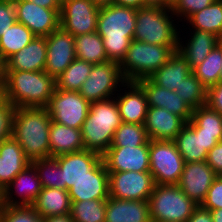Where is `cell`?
Listing matches in <instances>:
<instances>
[{
    "label": "cell",
    "instance_id": "cell-1",
    "mask_svg": "<svg viewBox=\"0 0 222 222\" xmlns=\"http://www.w3.org/2000/svg\"><path fill=\"white\" fill-rule=\"evenodd\" d=\"M56 88L45 71L4 70L2 97L15 108H46Z\"/></svg>",
    "mask_w": 222,
    "mask_h": 222
},
{
    "label": "cell",
    "instance_id": "cell-2",
    "mask_svg": "<svg viewBox=\"0 0 222 222\" xmlns=\"http://www.w3.org/2000/svg\"><path fill=\"white\" fill-rule=\"evenodd\" d=\"M136 8L110 4L99 8L97 33L109 61L121 63L134 37Z\"/></svg>",
    "mask_w": 222,
    "mask_h": 222
},
{
    "label": "cell",
    "instance_id": "cell-3",
    "mask_svg": "<svg viewBox=\"0 0 222 222\" xmlns=\"http://www.w3.org/2000/svg\"><path fill=\"white\" fill-rule=\"evenodd\" d=\"M52 118L47 108H15L12 137L30 161L50 157L49 130Z\"/></svg>",
    "mask_w": 222,
    "mask_h": 222
},
{
    "label": "cell",
    "instance_id": "cell-4",
    "mask_svg": "<svg viewBox=\"0 0 222 222\" xmlns=\"http://www.w3.org/2000/svg\"><path fill=\"white\" fill-rule=\"evenodd\" d=\"M121 123L114 97L91 102L88 116L81 128L85 150L97 152L102 156L111 146L114 132Z\"/></svg>",
    "mask_w": 222,
    "mask_h": 222
},
{
    "label": "cell",
    "instance_id": "cell-5",
    "mask_svg": "<svg viewBox=\"0 0 222 222\" xmlns=\"http://www.w3.org/2000/svg\"><path fill=\"white\" fill-rule=\"evenodd\" d=\"M177 49L178 45H153L131 40L126 55L119 64L124 79L137 82L149 78Z\"/></svg>",
    "mask_w": 222,
    "mask_h": 222
},
{
    "label": "cell",
    "instance_id": "cell-6",
    "mask_svg": "<svg viewBox=\"0 0 222 222\" xmlns=\"http://www.w3.org/2000/svg\"><path fill=\"white\" fill-rule=\"evenodd\" d=\"M173 18L171 9H137L133 39L153 45H178L180 25Z\"/></svg>",
    "mask_w": 222,
    "mask_h": 222
},
{
    "label": "cell",
    "instance_id": "cell-7",
    "mask_svg": "<svg viewBox=\"0 0 222 222\" xmlns=\"http://www.w3.org/2000/svg\"><path fill=\"white\" fill-rule=\"evenodd\" d=\"M148 202L151 220L159 222H186L199 206L178 185L155 184Z\"/></svg>",
    "mask_w": 222,
    "mask_h": 222
},
{
    "label": "cell",
    "instance_id": "cell-8",
    "mask_svg": "<svg viewBox=\"0 0 222 222\" xmlns=\"http://www.w3.org/2000/svg\"><path fill=\"white\" fill-rule=\"evenodd\" d=\"M150 173L155 184L177 185L184 169L185 161L174 141L150 140Z\"/></svg>",
    "mask_w": 222,
    "mask_h": 222
},
{
    "label": "cell",
    "instance_id": "cell-9",
    "mask_svg": "<svg viewBox=\"0 0 222 222\" xmlns=\"http://www.w3.org/2000/svg\"><path fill=\"white\" fill-rule=\"evenodd\" d=\"M126 82L119 63L108 60L93 64L91 72L82 84L79 93L90 103L97 102L115 97Z\"/></svg>",
    "mask_w": 222,
    "mask_h": 222
},
{
    "label": "cell",
    "instance_id": "cell-10",
    "mask_svg": "<svg viewBox=\"0 0 222 222\" xmlns=\"http://www.w3.org/2000/svg\"><path fill=\"white\" fill-rule=\"evenodd\" d=\"M46 108L53 122L81 129L88 116L90 102L79 92L55 88Z\"/></svg>",
    "mask_w": 222,
    "mask_h": 222
},
{
    "label": "cell",
    "instance_id": "cell-11",
    "mask_svg": "<svg viewBox=\"0 0 222 222\" xmlns=\"http://www.w3.org/2000/svg\"><path fill=\"white\" fill-rule=\"evenodd\" d=\"M99 8L93 0H62L60 28L74 37L97 31Z\"/></svg>",
    "mask_w": 222,
    "mask_h": 222
},
{
    "label": "cell",
    "instance_id": "cell-12",
    "mask_svg": "<svg viewBox=\"0 0 222 222\" xmlns=\"http://www.w3.org/2000/svg\"><path fill=\"white\" fill-rule=\"evenodd\" d=\"M109 196L120 200L148 201L155 186L150 172H108Z\"/></svg>",
    "mask_w": 222,
    "mask_h": 222
},
{
    "label": "cell",
    "instance_id": "cell-13",
    "mask_svg": "<svg viewBox=\"0 0 222 222\" xmlns=\"http://www.w3.org/2000/svg\"><path fill=\"white\" fill-rule=\"evenodd\" d=\"M16 21L29 28L35 36L46 37L60 27L61 9H48L27 0H13Z\"/></svg>",
    "mask_w": 222,
    "mask_h": 222
},
{
    "label": "cell",
    "instance_id": "cell-14",
    "mask_svg": "<svg viewBox=\"0 0 222 222\" xmlns=\"http://www.w3.org/2000/svg\"><path fill=\"white\" fill-rule=\"evenodd\" d=\"M150 140L140 146L109 147L102 155L108 172H149Z\"/></svg>",
    "mask_w": 222,
    "mask_h": 222
},
{
    "label": "cell",
    "instance_id": "cell-15",
    "mask_svg": "<svg viewBox=\"0 0 222 222\" xmlns=\"http://www.w3.org/2000/svg\"><path fill=\"white\" fill-rule=\"evenodd\" d=\"M46 44L45 72L56 79L76 59L74 36L59 27L46 36Z\"/></svg>",
    "mask_w": 222,
    "mask_h": 222
},
{
    "label": "cell",
    "instance_id": "cell-16",
    "mask_svg": "<svg viewBox=\"0 0 222 222\" xmlns=\"http://www.w3.org/2000/svg\"><path fill=\"white\" fill-rule=\"evenodd\" d=\"M218 175L204 162L185 163L179 188L197 205L205 200L207 192Z\"/></svg>",
    "mask_w": 222,
    "mask_h": 222
},
{
    "label": "cell",
    "instance_id": "cell-17",
    "mask_svg": "<svg viewBox=\"0 0 222 222\" xmlns=\"http://www.w3.org/2000/svg\"><path fill=\"white\" fill-rule=\"evenodd\" d=\"M42 188L38 173L30 164L4 189V205H32Z\"/></svg>",
    "mask_w": 222,
    "mask_h": 222
},
{
    "label": "cell",
    "instance_id": "cell-18",
    "mask_svg": "<svg viewBox=\"0 0 222 222\" xmlns=\"http://www.w3.org/2000/svg\"><path fill=\"white\" fill-rule=\"evenodd\" d=\"M71 202L108 199L109 174L103 159L86 176L78 180L69 190Z\"/></svg>",
    "mask_w": 222,
    "mask_h": 222
},
{
    "label": "cell",
    "instance_id": "cell-19",
    "mask_svg": "<svg viewBox=\"0 0 222 222\" xmlns=\"http://www.w3.org/2000/svg\"><path fill=\"white\" fill-rule=\"evenodd\" d=\"M185 163L204 162L219 141L216 135L200 134L187 122L173 140Z\"/></svg>",
    "mask_w": 222,
    "mask_h": 222
},
{
    "label": "cell",
    "instance_id": "cell-20",
    "mask_svg": "<svg viewBox=\"0 0 222 222\" xmlns=\"http://www.w3.org/2000/svg\"><path fill=\"white\" fill-rule=\"evenodd\" d=\"M62 171V190H69L78 180L87 175L101 160L97 152L82 150L55 157Z\"/></svg>",
    "mask_w": 222,
    "mask_h": 222
},
{
    "label": "cell",
    "instance_id": "cell-21",
    "mask_svg": "<svg viewBox=\"0 0 222 222\" xmlns=\"http://www.w3.org/2000/svg\"><path fill=\"white\" fill-rule=\"evenodd\" d=\"M123 87L125 90L120 89L114 97L118 104L121 121L133 124H144L148 110V102L143 88L137 82L129 81H127Z\"/></svg>",
    "mask_w": 222,
    "mask_h": 222
},
{
    "label": "cell",
    "instance_id": "cell-22",
    "mask_svg": "<svg viewBox=\"0 0 222 222\" xmlns=\"http://www.w3.org/2000/svg\"><path fill=\"white\" fill-rule=\"evenodd\" d=\"M188 29L191 31L188 33L189 39L187 38V40H185V36L187 35H184L183 38L181 37V29H179L177 51L187 60L190 69L193 70L210 54L212 49L222 42V40L218 36L207 31ZM183 39L185 40V44L183 43Z\"/></svg>",
    "mask_w": 222,
    "mask_h": 222
},
{
    "label": "cell",
    "instance_id": "cell-23",
    "mask_svg": "<svg viewBox=\"0 0 222 222\" xmlns=\"http://www.w3.org/2000/svg\"><path fill=\"white\" fill-rule=\"evenodd\" d=\"M137 83L143 88L148 107H160L180 116L186 123L192 118V108L175 91L154 84L149 78Z\"/></svg>",
    "mask_w": 222,
    "mask_h": 222
},
{
    "label": "cell",
    "instance_id": "cell-24",
    "mask_svg": "<svg viewBox=\"0 0 222 222\" xmlns=\"http://www.w3.org/2000/svg\"><path fill=\"white\" fill-rule=\"evenodd\" d=\"M186 122L160 107H148L144 127L150 140L173 141Z\"/></svg>",
    "mask_w": 222,
    "mask_h": 222
},
{
    "label": "cell",
    "instance_id": "cell-25",
    "mask_svg": "<svg viewBox=\"0 0 222 222\" xmlns=\"http://www.w3.org/2000/svg\"><path fill=\"white\" fill-rule=\"evenodd\" d=\"M31 162L19 143L11 136L0 142V187L4 190Z\"/></svg>",
    "mask_w": 222,
    "mask_h": 222
},
{
    "label": "cell",
    "instance_id": "cell-26",
    "mask_svg": "<svg viewBox=\"0 0 222 222\" xmlns=\"http://www.w3.org/2000/svg\"><path fill=\"white\" fill-rule=\"evenodd\" d=\"M46 59V37L36 36L22 50L12 55L4 66L5 70L45 71Z\"/></svg>",
    "mask_w": 222,
    "mask_h": 222
},
{
    "label": "cell",
    "instance_id": "cell-27",
    "mask_svg": "<svg viewBox=\"0 0 222 222\" xmlns=\"http://www.w3.org/2000/svg\"><path fill=\"white\" fill-rule=\"evenodd\" d=\"M105 222H151L149 202L109 197L106 200Z\"/></svg>",
    "mask_w": 222,
    "mask_h": 222
},
{
    "label": "cell",
    "instance_id": "cell-28",
    "mask_svg": "<svg viewBox=\"0 0 222 222\" xmlns=\"http://www.w3.org/2000/svg\"><path fill=\"white\" fill-rule=\"evenodd\" d=\"M192 73L187 60L175 51L168 61L154 72L149 79L156 85L167 90L179 91V87L188 75Z\"/></svg>",
    "mask_w": 222,
    "mask_h": 222
},
{
    "label": "cell",
    "instance_id": "cell-29",
    "mask_svg": "<svg viewBox=\"0 0 222 222\" xmlns=\"http://www.w3.org/2000/svg\"><path fill=\"white\" fill-rule=\"evenodd\" d=\"M50 157L84 150L81 129L51 122L49 130Z\"/></svg>",
    "mask_w": 222,
    "mask_h": 222
},
{
    "label": "cell",
    "instance_id": "cell-30",
    "mask_svg": "<svg viewBox=\"0 0 222 222\" xmlns=\"http://www.w3.org/2000/svg\"><path fill=\"white\" fill-rule=\"evenodd\" d=\"M32 206L42 218L70 214L71 212L68 190L58 188H42Z\"/></svg>",
    "mask_w": 222,
    "mask_h": 222
},
{
    "label": "cell",
    "instance_id": "cell-31",
    "mask_svg": "<svg viewBox=\"0 0 222 222\" xmlns=\"http://www.w3.org/2000/svg\"><path fill=\"white\" fill-rule=\"evenodd\" d=\"M35 37L29 28L16 21L0 36V58L5 63L12 55L27 46Z\"/></svg>",
    "mask_w": 222,
    "mask_h": 222
},
{
    "label": "cell",
    "instance_id": "cell-32",
    "mask_svg": "<svg viewBox=\"0 0 222 222\" xmlns=\"http://www.w3.org/2000/svg\"><path fill=\"white\" fill-rule=\"evenodd\" d=\"M191 29L203 30L218 36L222 40V0L192 14L186 21Z\"/></svg>",
    "mask_w": 222,
    "mask_h": 222
},
{
    "label": "cell",
    "instance_id": "cell-33",
    "mask_svg": "<svg viewBox=\"0 0 222 222\" xmlns=\"http://www.w3.org/2000/svg\"><path fill=\"white\" fill-rule=\"evenodd\" d=\"M76 58L99 64L108 61L102 37L97 31L74 37Z\"/></svg>",
    "mask_w": 222,
    "mask_h": 222
},
{
    "label": "cell",
    "instance_id": "cell-34",
    "mask_svg": "<svg viewBox=\"0 0 222 222\" xmlns=\"http://www.w3.org/2000/svg\"><path fill=\"white\" fill-rule=\"evenodd\" d=\"M188 123L200 134L216 135L222 141V115L207 104L192 110V118Z\"/></svg>",
    "mask_w": 222,
    "mask_h": 222
},
{
    "label": "cell",
    "instance_id": "cell-35",
    "mask_svg": "<svg viewBox=\"0 0 222 222\" xmlns=\"http://www.w3.org/2000/svg\"><path fill=\"white\" fill-rule=\"evenodd\" d=\"M93 64L76 58L66 70L55 79L56 89L79 92L88 78Z\"/></svg>",
    "mask_w": 222,
    "mask_h": 222
},
{
    "label": "cell",
    "instance_id": "cell-36",
    "mask_svg": "<svg viewBox=\"0 0 222 222\" xmlns=\"http://www.w3.org/2000/svg\"><path fill=\"white\" fill-rule=\"evenodd\" d=\"M222 63V42L218 44L210 54L192 70V73L208 89L219 81Z\"/></svg>",
    "mask_w": 222,
    "mask_h": 222
},
{
    "label": "cell",
    "instance_id": "cell-37",
    "mask_svg": "<svg viewBox=\"0 0 222 222\" xmlns=\"http://www.w3.org/2000/svg\"><path fill=\"white\" fill-rule=\"evenodd\" d=\"M107 199L71 202L73 222H105Z\"/></svg>",
    "mask_w": 222,
    "mask_h": 222
},
{
    "label": "cell",
    "instance_id": "cell-38",
    "mask_svg": "<svg viewBox=\"0 0 222 222\" xmlns=\"http://www.w3.org/2000/svg\"><path fill=\"white\" fill-rule=\"evenodd\" d=\"M149 140L144 124L122 122L114 132L110 147H136L146 144Z\"/></svg>",
    "mask_w": 222,
    "mask_h": 222
},
{
    "label": "cell",
    "instance_id": "cell-39",
    "mask_svg": "<svg viewBox=\"0 0 222 222\" xmlns=\"http://www.w3.org/2000/svg\"><path fill=\"white\" fill-rule=\"evenodd\" d=\"M177 94L192 109L203 106L207 102V88L193 73L182 80Z\"/></svg>",
    "mask_w": 222,
    "mask_h": 222
},
{
    "label": "cell",
    "instance_id": "cell-40",
    "mask_svg": "<svg viewBox=\"0 0 222 222\" xmlns=\"http://www.w3.org/2000/svg\"><path fill=\"white\" fill-rule=\"evenodd\" d=\"M43 188L62 189V171L55 157H47L32 161Z\"/></svg>",
    "mask_w": 222,
    "mask_h": 222
},
{
    "label": "cell",
    "instance_id": "cell-41",
    "mask_svg": "<svg viewBox=\"0 0 222 222\" xmlns=\"http://www.w3.org/2000/svg\"><path fill=\"white\" fill-rule=\"evenodd\" d=\"M0 222H43V218L32 205H4L0 212Z\"/></svg>",
    "mask_w": 222,
    "mask_h": 222
},
{
    "label": "cell",
    "instance_id": "cell-42",
    "mask_svg": "<svg viewBox=\"0 0 222 222\" xmlns=\"http://www.w3.org/2000/svg\"><path fill=\"white\" fill-rule=\"evenodd\" d=\"M215 0H179L177 4L171 9L176 19V24L183 19L184 22L194 13L201 11L205 7L211 5Z\"/></svg>",
    "mask_w": 222,
    "mask_h": 222
},
{
    "label": "cell",
    "instance_id": "cell-43",
    "mask_svg": "<svg viewBox=\"0 0 222 222\" xmlns=\"http://www.w3.org/2000/svg\"><path fill=\"white\" fill-rule=\"evenodd\" d=\"M15 107L3 97L0 99V142L12 136Z\"/></svg>",
    "mask_w": 222,
    "mask_h": 222
},
{
    "label": "cell",
    "instance_id": "cell-44",
    "mask_svg": "<svg viewBox=\"0 0 222 222\" xmlns=\"http://www.w3.org/2000/svg\"><path fill=\"white\" fill-rule=\"evenodd\" d=\"M200 206L206 210L222 209V176L214 180Z\"/></svg>",
    "mask_w": 222,
    "mask_h": 222
},
{
    "label": "cell",
    "instance_id": "cell-45",
    "mask_svg": "<svg viewBox=\"0 0 222 222\" xmlns=\"http://www.w3.org/2000/svg\"><path fill=\"white\" fill-rule=\"evenodd\" d=\"M16 22L13 0H0V36Z\"/></svg>",
    "mask_w": 222,
    "mask_h": 222
},
{
    "label": "cell",
    "instance_id": "cell-46",
    "mask_svg": "<svg viewBox=\"0 0 222 222\" xmlns=\"http://www.w3.org/2000/svg\"><path fill=\"white\" fill-rule=\"evenodd\" d=\"M206 163L218 176H222V141L208 151Z\"/></svg>",
    "mask_w": 222,
    "mask_h": 222
},
{
    "label": "cell",
    "instance_id": "cell-47",
    "mask_svg": "<svg viewBox=\"0 0 222 222\" xmlns=\"http://www.w3.org/2000/svg\"><path fill=\"white\" fill-rule=\"evenodd\" d=\"M206 104L222 115V83H217L207 89Z\"/></svg>",
    "mask_w": 222,
    "mask_h": 222
},
{
    "label": "cell",
    "instance_id": "cell-48",
    "mask_svg": "<svg viewBox=\"0 0 222 222\" xmlns=\"http://www.w3.org/2000/svg\"><path fill=\"white\" fill-rule=\"evenodd\" d=\"M186 222H213V218L210 210H206L199 205Z\"/></svg>",
    "mask_w": 222,
    "mask_h": 222
},
{
    "label": "cell",
    "instance_id": "cell-49",
    "mask_svg": "<svg viewBox=\"0 0 222 222\" xmlns=\"http://www.w3.org/2000/svg\"><path fill=\"white\" fill-rule=\"evenodd\" d=\"M48 9H61L62 0H27Z\"/></svg>",
    "mask_w": 222,
    "mask_h": 222
},
{
    "label": "cell",
    "instance_id": "cell-50",
    "mask_svg": "<svg viewBox=\"0 0 222 222\" xmlns=\"http://www.w3.org/2000/svg\"><path fill=\"white\" fill-rule=\"evenodd\" d=\"M142 8H151V9H171L166 3L165 0H143Z\"/></svg>",
    "mask_w": 222,
    "mask_h": 222
},
{
    "label": "cell",
    "instance_id": "cell-51",
    "mask_svg": "<svg viewBox=\"0 0 222 222\" xmlns=\"http://www.w3.org/2000/svg\"><path fill=\"white\" fill-rule=\"evenodd\" d=\"M142 1L143 0H114V4L139 9L142 8Z\"/></svg>",
    "mask_w": 222,
    "mask_h": 222
},
{
    "label": "cell",
    "instance_id": "cell-52",
    "mask_svg": "<svg viewBox=\"0 0 222 222\" xmlns=\"http://www.w3.org/2000/svg\"><path fill=\"white\" fill-rule=\"evenodd\" d=\"M43 222H73L70 214L47 216L43 218Z\"/></svg>",
    "mask_w": 222,
    "mask_h": 222
},
{
    "label": "cell",
    "instance_id": "cell-53",
    "mask_svg": "<svg viewBox=\"0 0 222 222\" xmlns=\"http://www.w3.org/2000/svg\"><path fill=\"white\" fill-rule=\"evenodd\" d=\"M213 222H222V209L210 210Z\"/></svg>",
    "mask_w": 222,
    "mask_h": 222
},
{
    "label": "cell",
    "instance_id": "cell-54",
    "mask_svg": "<svg viewBox=\"0 0 222 222\" xmlns=\"http://www.w3.org/2000/svg\"><path fill=\"white\" fill-rule=\"evenodd\" d=\"M93 2L99 7L114 4V0H93Z\"/></svg>",
    "mask_w": 222,
    "mask_h": 222
},
{
    "label": "cell",
    "instance_id": "cell-55",
    "mask_svg": "<svg viewBox=\"0 0 222 222\" xmlns=\"http://www.w3.org/2000/svg\"><path fill=\"white\" fill-rule=\"evenodd\" d=\"M4 70H5L4 62H3L2 59L0 58V82L3 81V78H4Z\"/></svg>",
    "mask_w": 222,
    "mask_h": 222
},
{
    "label": "cell",
    "instance_id": "cell-56",
    "mask_svg": "<svg viewBox=\"0 0 222 222\" xmlns=\"http://www.w3.org/2000/svg\"><path fill=\"white\" fill-rule=\"evenodd\" d=\"M4 190L0 187V212L4 207Z\"/></svg>",
    "mask_w": 222,
    "mask_h": 222
},
{
    "label": "cell",
    "instance_id": "cell-57",
    "mask_svg": "<svg viewBox=\"0 0 222 222\" xmlns=\"http://www.w3.org/2000/svg\"><path fill=\"white\" fill-rule=\"evenodd\" d=\"M179 0H165V3L172 9Z\"/></svg>",
    "mask_w": 222,
    "mask_h": 222
},
{
    "label": "cell",
    "instance_id": "cell-58",
    "mask_svg": "<svg viewBox=\"0 0 222 222\" xmlns=\"http://www.w3.org/2000/svg\"><path fill=\"white\" fill-rule=\"evenodd\" d=\"M218 83H222V63H221V71H220V74H219V81Z\"/></svg>",
    "mask_w": 222,
    "mask_h": 222
},
{
    "label": "cell",
    "instance_id": "cell-59",
    "mask_svg": "<svg viewBox=\"0 0 222 222\" xmlns=\"http://www.w3.org/2000/svg\"><path fill=\"white\" fill-rule=\"evenodd\" d=\"M2 98V82H0V99Z\"/></svg>",
    "mask_w": 222,
    "mask_h": 222
}]
</instances>
